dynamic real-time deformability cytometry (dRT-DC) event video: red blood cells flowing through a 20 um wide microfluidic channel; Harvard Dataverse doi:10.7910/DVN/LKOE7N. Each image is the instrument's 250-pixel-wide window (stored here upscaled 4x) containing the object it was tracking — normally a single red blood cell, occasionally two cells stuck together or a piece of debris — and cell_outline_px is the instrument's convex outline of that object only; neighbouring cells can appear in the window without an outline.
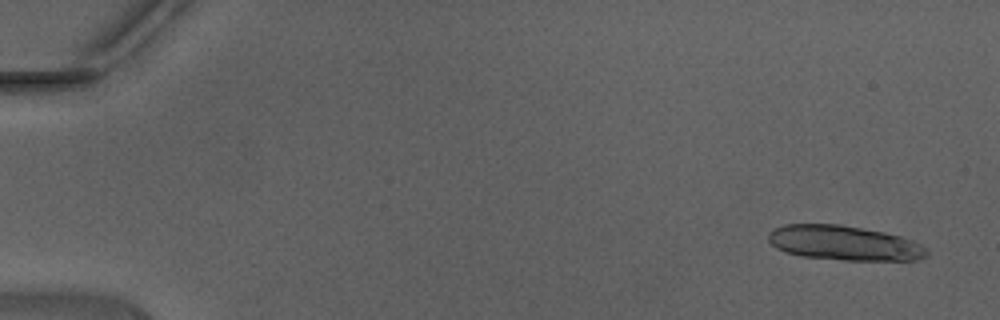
{"species": "Egyptian fruit bat (a non-hibernating species)", "species_latin": "Rousettus aegyptiacus", "temperature_condition": "warm", "stored_images_in_passage": 16, "camera_frame_rate_fps": 3000, "um_per_image_px": 0.085, "animal": {"sex": "male"}, "frame": {"image": 1, "passage_image": 3, "time_ms": 0.667, "image_size_px": [1000, 320], "cell_outline_px": [[928, 256], [916, 260], [844, 260], [800, 256], [784, 252], [776, 248], [768, 240], [768, 232], [772, 228], [784, 224], [840, 224], [884, 232], [900, 236], [912, 240], [928, 248]], "centroid_in_image_um": [71.73, 20.65], "position_along_channel_um": 13.3, "area_um2": 32.31}}